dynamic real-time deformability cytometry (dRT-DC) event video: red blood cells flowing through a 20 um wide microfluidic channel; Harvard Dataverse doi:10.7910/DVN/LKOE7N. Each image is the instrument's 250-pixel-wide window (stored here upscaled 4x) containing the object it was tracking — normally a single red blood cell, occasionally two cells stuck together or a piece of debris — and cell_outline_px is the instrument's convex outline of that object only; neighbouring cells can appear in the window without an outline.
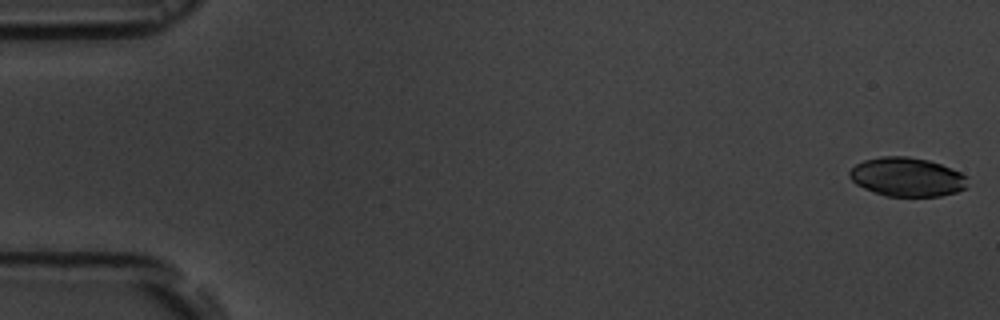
{"species": "common noctule bat (a hibernating species)", "species_latin": "Nyctalus noctula", "temperature_condition": "room temperature", "stored_images_in_passage": 16, "camera_frame_rate_fps": 3000, "um_per_image_px": 0.085, "animal": {"sex": "male", "body_mass_g": 19.5, "forearm_length_mm": 54.6}, "frame": {"image": 1, "passage_image": 1, "time_ms": 0.0, "image_size_px": [1000, 320], "cell_outline_px": [[968, 188], [956, 192], [940, 196], [884, 196], [864, 188], [856, 184], [848, 176], [848, 172], [856, 164], [864, 160], [880, 156], [908, 156], [928, 160], [952, 168], [968, 176]], "centroid_in_image_um": [77.12, 15.04], "position_along_channel_um": 7.9, "area_um2": 27.05}}